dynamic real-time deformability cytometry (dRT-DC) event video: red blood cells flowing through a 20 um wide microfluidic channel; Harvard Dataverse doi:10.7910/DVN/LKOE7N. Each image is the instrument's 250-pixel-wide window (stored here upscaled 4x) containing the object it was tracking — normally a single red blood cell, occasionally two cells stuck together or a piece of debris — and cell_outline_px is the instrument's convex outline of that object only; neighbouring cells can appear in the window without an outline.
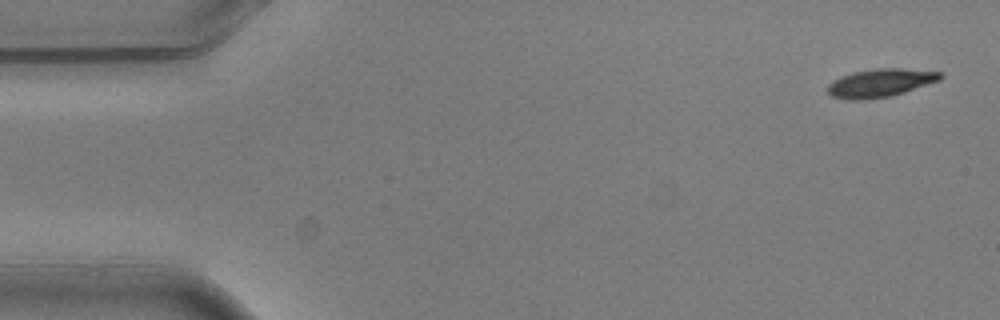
{"species": "common noctule bat (a hibernating species)", "species_latin": "Nyctalus noctula", "temperature_condition": "warm", "stored_images_in_passage": 4, "camera_frame_rate_fps": 3000, "um_per_image_px": 0.085, "animal": {"sex": "male", "body_mass_g": 20.5, "forearm_length_mm": 52.5}, "frame": {"image": 1, "passage_image": 1, "time_ms": 0.0, "image_size_px": [1000, 320], "cell_outline_px": [[944, 76], [940, 80], [892, 96], [868, 100], [848, 100], [832, 96], [828, 92], [828, 84], [832, 80], [840, 76], [852, 72], [876, 68], [900, 68], [944, 72]], "centroid_in_image_um": [74.83, 7.05], "position_along_channel_um": 10.2, "area_um2": 18.79}}
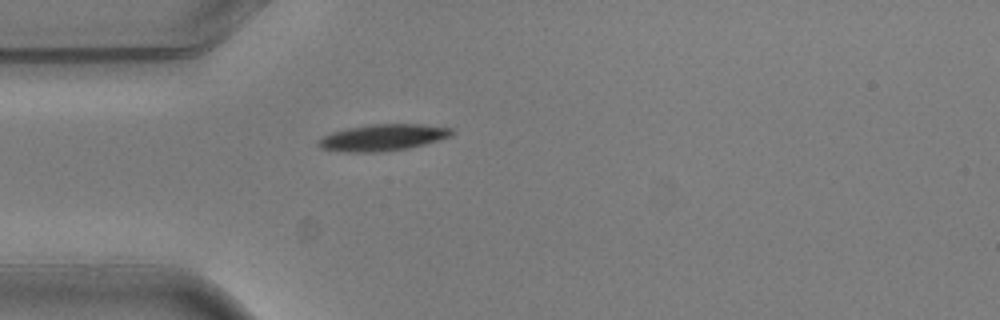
{"frame": {"image": 2, "passage_image": 4, "time_ms": 1.0, "image_size_px": [1000, 320], "cell_outline_px": [[456, 132], [452, 136], [424, 144], [408, 148], [376, 152], [348, 152], [320, 148], [316, 144], [316, 140], [332, 132], [348, 128], [372, 124], [420, 124], [452, 128]], "centroid_in_image_um": [32.54, 11.68], "position_along_channel_um": 52.5, "area_um2": 20.58}}